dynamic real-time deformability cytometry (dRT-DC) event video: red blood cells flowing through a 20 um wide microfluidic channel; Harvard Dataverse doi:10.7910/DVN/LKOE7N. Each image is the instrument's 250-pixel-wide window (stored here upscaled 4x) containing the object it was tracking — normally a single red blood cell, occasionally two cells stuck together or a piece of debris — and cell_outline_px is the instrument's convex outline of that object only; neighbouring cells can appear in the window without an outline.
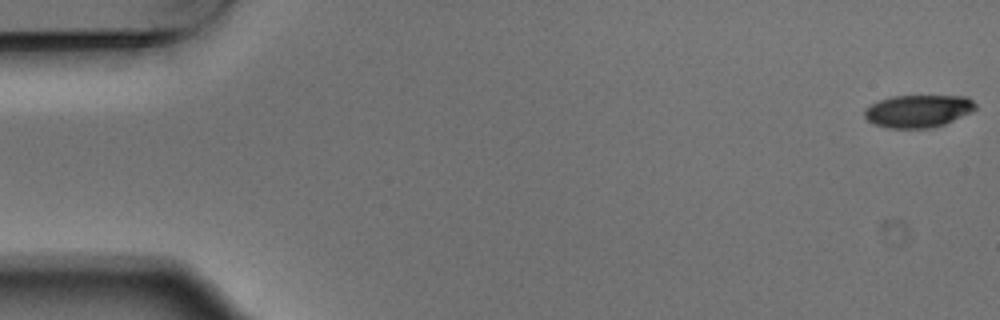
{"species": "Egyptian fruit bat (a non-hibernating species)", "species_latin": "Rousettus aegyptiacus", "temperature_condition": "warm", "stored_images_in_passage": 6, "segment_of_instrument_passage": [2, 2], "camera_frame_rate_fps": 3000, "um_per_image_px": 0.085, "animal": {"sex": "male"}, "frame": {"image": 1, "passage_image": 6, "time_ms": 1.667, "image_size_px": [1000, 320], "cell_outline_px": [[976, 108], [972, 112], [944, 124], [932, 128], [888, 128], [872, 124], [864, 116], [864, 108], [868, 104], [892, 96], [968, 96], [976, 104]], "centroid_in_image_um": [78.02, 9.44], "position_along_channel_um": 7.0, "area_um2": 21.27}}